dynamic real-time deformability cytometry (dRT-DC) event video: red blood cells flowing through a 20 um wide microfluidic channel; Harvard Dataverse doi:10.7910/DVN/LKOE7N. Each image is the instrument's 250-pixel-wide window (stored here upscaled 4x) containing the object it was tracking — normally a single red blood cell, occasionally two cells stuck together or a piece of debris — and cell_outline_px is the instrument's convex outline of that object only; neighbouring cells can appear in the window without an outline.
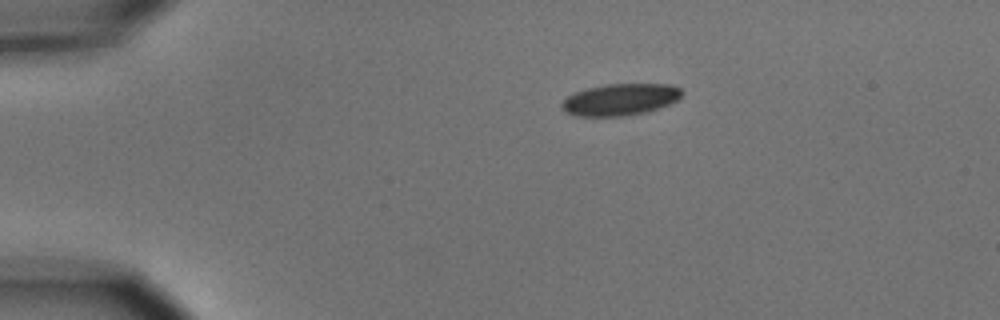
{"species": "common noctule bat (a hibernating species)", "species_latin": "Nyctalus noctula", "temperature_condition": "cold", "stored_images_in_passage": 3, "camera_frame_rate_fps": 3000, "um_per_image_px": 0.085, "animal": {"sex": "male", "body_mass_g": 15.6}, "frame": {"image": 1, "passage_image": 1, "time_ms": 0.0, "image_size_px": [1000, 320], "cell_outline_px": [[684, 92], [676, 100], [660, 108], [648, 112], [628, 116], [576, 116], [564, 112], [560, 104], [568, 96], [576, 92], [588, 88], [608, 84], [672, 84], [680, 88]], "centroid_in_image_um": [52.73, 8.47], "position_along_channel_um": 32.3, "area_um2": 22.31}}
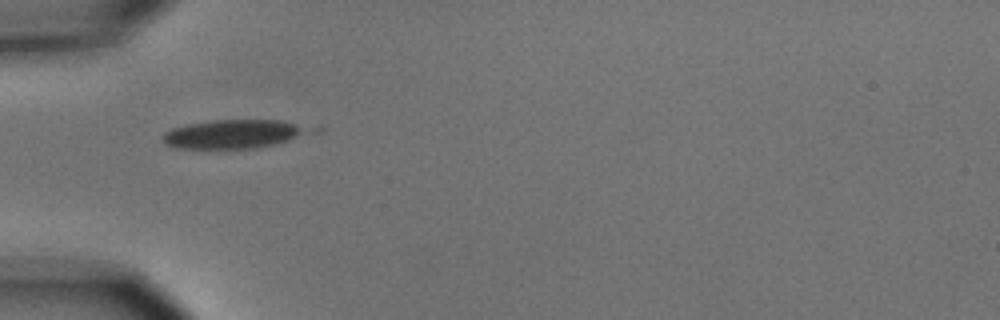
{"frame": {"image": 2, "passage_image": 3, "time_ms": 2.333, "image_size_px": [1000, 320], "cell_outline_px": [[300, 132], [288, 140], [272, 144], [252, 148], [176, 148], [164, 144], [160, 140], [160, 136], [164, 132], [172, 128], [188, 124], [212, 120], [280, 120], [292, 124], [300, 128]], "centroid_in_image_um": [19.5, 11.4], "position_along_channel_um": 65.5, "area_um2": 23.41}}